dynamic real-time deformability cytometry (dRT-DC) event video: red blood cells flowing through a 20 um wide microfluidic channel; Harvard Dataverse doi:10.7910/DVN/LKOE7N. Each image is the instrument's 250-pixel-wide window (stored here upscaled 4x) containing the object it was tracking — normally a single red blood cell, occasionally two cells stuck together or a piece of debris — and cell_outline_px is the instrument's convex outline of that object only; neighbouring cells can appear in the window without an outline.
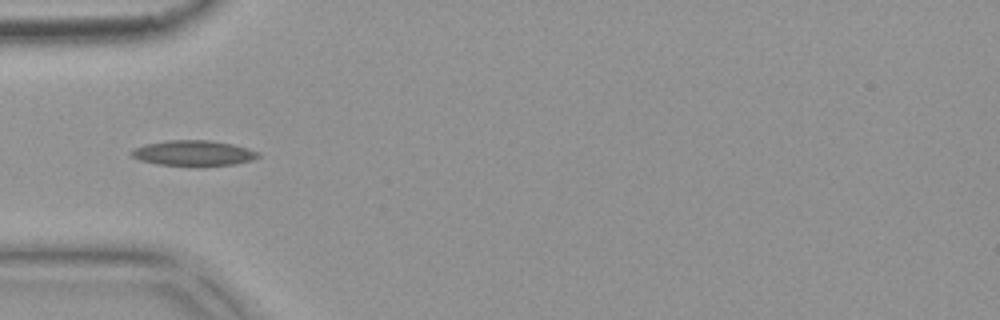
{"species": "common noctule bat (a hibernating species)", "species_latin": "Nyctalus noctula", "temperature_condition": "warm", "stored_images_in_passage": 53, "camera_frame_rate_fps": 3000, "um_per_image_px": 0.085, "animal": {"sex": "female", "body_mass_g": 18.4}, "frame": {"image": 1, "passage_image": 16, "time_ms": 5.0, "image_size_px": [1000, 320], "cell_outline_px": [[260, 156], [252, 160], [236, 164], [204, 168], [196, 168], [156, 164], [140, 160], [132, 156], [128, 152], [132, 148], [144, 144], [168, 140], [208, 140], [232, 144], [248, 148], [260, 152]], "centroid_in_image_um": [16.44, 13.05], "position_along_channel_um": 68.6, "area_um2": 19.65}}
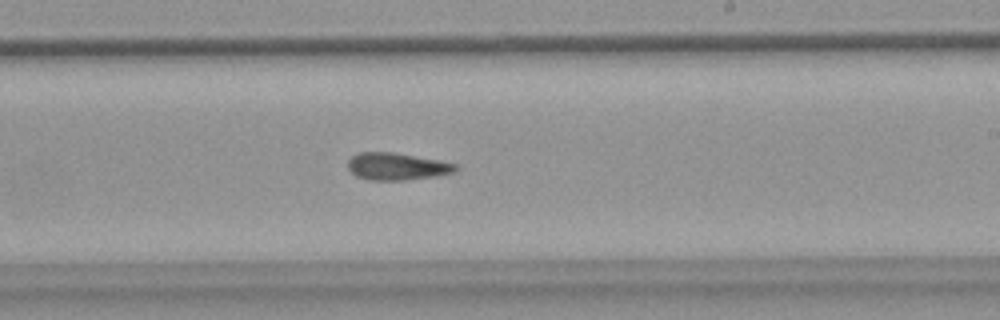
{"frame": {"image": 2, "passage_image": 31, "time_ms": 10.0, "image_size_px": [1000, 320], "cell_outline_px": [[460, 168], [456, 172], [436, 176], [404, 180], [368, 180], [356, 176], [348, 168], [348, 160], [352, 156], [360, 152], [392, 152], [440, 160], [456, 164]], "centroid_in_image_um": [33.76, 14.15], "position_along_channel_um": 255.2, "area_um2": 17.17}}
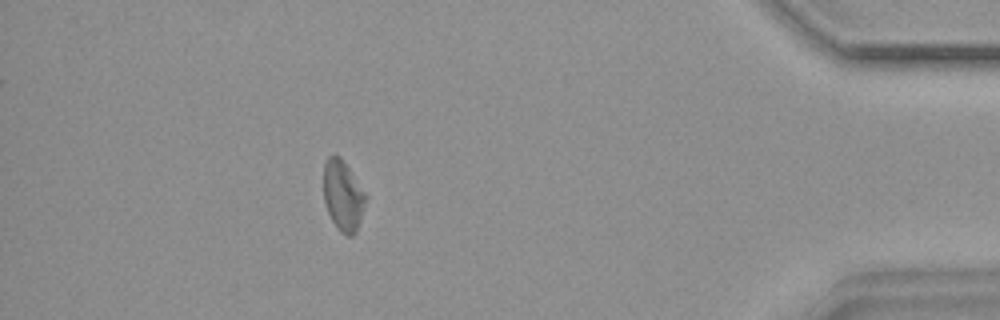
{"frame": {"image": 3, "passage_image": 47, "time_ms": 15.333, "image_size_px": [1000, 320], "cell_outline_px": [[368, 196], [356, 232], [352, 236], [348, 236], [340, 232], [336, 228], [328, 212], [324, 200], [324, 164], [328, 156], [340, 156]], "centroid_in_image_um": [29.16, 16.65], "position_along_channel_um": 406.0, "area_um2": 17.22}}